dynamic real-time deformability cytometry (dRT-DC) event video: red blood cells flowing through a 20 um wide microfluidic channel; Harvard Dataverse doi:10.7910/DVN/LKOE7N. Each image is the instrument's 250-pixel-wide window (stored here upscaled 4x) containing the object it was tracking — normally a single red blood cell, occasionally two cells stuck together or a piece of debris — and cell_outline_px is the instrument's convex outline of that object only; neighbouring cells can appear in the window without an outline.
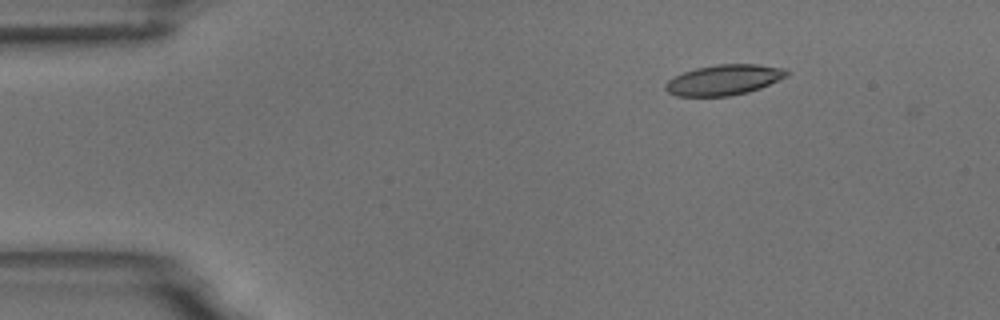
{"species": "common noctule bat (a hibernating species)", "species_latin": "Nyctalus noctula", "temperature_condition": "room temperature", "stored_images_in_passage": 4, "camera_frame_rate_fps": 3000, "um_per_image_px": 0.085, "animal": {"sex": "male", "body_mass_g": 18.8}, "frame": {"image": 1, "passage_image": 1, "time_ms": 0.0, "image_size_px": [1000, 320], "cell_outline_px": [[788, 76], [760, 88], [748, 92], [728, 96], [676, 96], [668, 92], [664, 88], [664, 84], [668, 80], [684, 72], [696, 68], [716, 64], [756, 64], [784, 68], [788, 72]], "centroid_in_image_um": [61.53, 6.79], "position_along_channel_um": 23.5, "area_um2": 21.44}}
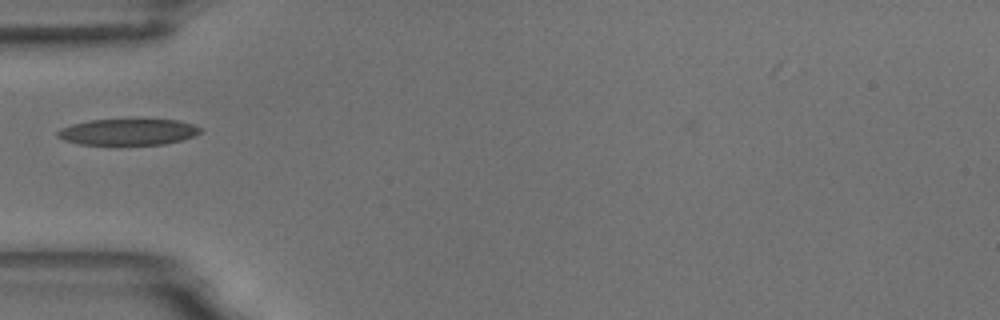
{"frame": {"image": 2, "passage_image": 4, "time_ms": 3.333, "image_size_px": [1000, 320], "cell_outline_px": [[204, 128], [200, 132], [192, 136], [180, 140], [164, 144], [80, 144], [64, 140], [56, 136], [56, 132], [60, 128], [72, 124], [88, 120], [176, 120], [192, 124]], "centroid_in_image_um": [10.85, 11.21], "position_along_channel_um": 74.2, "area_um2": 21.56}}